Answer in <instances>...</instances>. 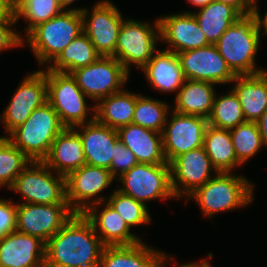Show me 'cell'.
Here are the masks:
<instances>
[{
  "label": "cell",
  "instance_id": "obj_1",
  "mask_svg": "<svg viewBox=\"0 0 267 267\" xmlns=\"http://www.w3.org/2000/svg\"><path fill=\"white\" fill-rule=\"evenodd\" d=\"M105 245L83 213L45 243V267H98Z\"/></svg>",
  "mask_w": 267,
  "mask_h": 267
},
{
  "label": "cell",
  "instance_id": "obj_2",
  "mask_svg": "<svg viewBox=\"0 0 267 267\" xmlns=\"http://www.w3.org/2000/svg\"><path fill=\"white\" fill-rule=\"evenodd\" d=\"M260 34L254 13L241 15L214 44L236 75H254L267 70L256 68L255 56Z\"/></svg>",
  "mask_w": 267,
  "mask_h": 267
},
{
  "label": "cell",
  "instance_id": "obj_3",
  "mask_svg": "<svg viewBox=\"0 0 267 267\" xmlns=\"http://www.w3.org/2000/svg\"><path fill=\"white\" fill-rule=\"evenodd\" d=\"M83 32L81 12L63 10L52 19L33 28L22 39L27 42L40 65L52 63L63 49Z\"/></svg>",
  "mask_w": 267,
  "mask_h": 267
},
{
  "label": "cell",
  "instance_id": "obj_4",
  "mask_svg": "<svg viewBox=\"0 0 267 267\" xmlns=\"http://www.w3.org/2000/svg\"><path fill=\"white\" fill-rule=\"evenodd\" d=\"M49 102L36 108L30 117L6 137L31 161H43L55 138L65 129Z\"/></svg>",
  "mask_w": 267,
  "mask_h": 267
},
{
  "label": "cell",
  "instance_id": "obj_5",
  "mask_svg": "<svg viewBox=\"0 0 267 267\" xmlns=\"http://www.w3.org/2000/svg\"><path fill=\"white\" fill-rule=\"evenodd\" d=\"M253 184L246 177L232 173L218 172L205 185L197 188L187 197L199 204L206 217L216 213L241 208L252 203Z\"/></svg>",
  "mask_w": 267,
  "mask_h": 267
},
{
  "label": "cell",
  "instance_id": "obj_6",
  "mask_svg": "<svg viewBox=\"0 0 267 267\" xmlns=\"http://www.w3.org/2000/svg\"><path fill=\"white\" fill-rule=\"evenodd\" d=\"M48 86V102L57 112L62 124L66 128H74L95 119V104L90 108L86 95L77 85L71 73L56 72L46 68ZM91 117L87 118L88 110Z\"/></svg>",
  "mask_w": 267,
  "mask_h": 267
},
{
  "label": "cell",
  "instance_id": "obj_7",
  "mask_svg": "<svg viewBox=\"0 0 267 267\" xmlns=\"http://www.w3.org/2000/svg\"><path fill=\"white\" fill-rule=\"evenodd\" d=\"M52 172L53 170L43 161H31L16 178L9 190L23 196L24 201H21V203L68 204L65 176Z\"/></svg>",
  "mask_w": 267,
  "mask_h": 267
},
{
  "label": "cell",
  "instance_id": "obj_8",
  "mask_svg": "<svg viewBox=\"0 0 267 267\" xmlns=\"http://www.w3.org/2000/svg\"><path fill=\"white\" fill-rule=\"evenodd\" d=\"M152 26L133 19L123 21L115 47V58L129 72L131 64L142 69L156 53L160 40L159 19Z\"/></svg>",
  "mask_w": 267,
  "mask_h": 267
},
{
  "label": "cell",
  "instance_id": "obj_9",
  "mask_svg": "<svg viewBox=\"0 0 267 267\" xmlns=\"http://www.w3.org/2000/svg\"><path fill=\"white\" fill-rule=\"evenodd\" d=\"M121 193L132 197L146 207L153 199L175 198L171 185L170 165L138 163L117 179Z\"/></svg>",
  "mask_w": 267,
  "mask_h": 267
},
{
  "label": "cell",
  "instance_id": "obj_10",
  "mask_svg": "<svg viewBox=\"0 0 267 267\" xmlns=\"http://www.w3.org/2000/svg\"><path fill=\"white\" fill-rule=\"evenodd\" d=\"M129 74L112 56H99L94 63L71 72L87 99H92L95 103L123 90L122 86L129 79Z\"/></svg>",
  "mask_w": 267,
  "mask_h": 267
},
{
  "label": "cell",
  "instance_id": "obj_11",
  "mask_svg": "<svg viewBox=\"0 0 267 267\" xmlns=\"http://www.w3.org/2000/svg\"><path fill=\"white\" fill-rule=\"evenodd\" d=\"M75 214L68 204L17 203L15 230L45 243Z\"/></svg>",
  "mask_w": 267,
  "mask_h": 267
},
{
  "label": "cell",
  "instance_id": "obj_12",
  "mask_svg": "<svg viewBox=\"0 0 267 267\" xmlns=\"http://www.w3.org/2000/svg\"><path fill=\"white\" fill-rule=\"evenodd\" d=\"M114 180L110 170L84 164L65 177L68 205L75 213H84L90 206L107 201L98 195Z\"/></svg>",
  "mask_w": 267,
  "mask_h": 267
},
{
  "label": "cell",
  "instance_id": "obj_13",
  "mask_svg": "<svg viewBox=\"0 0 267 267\" xmlns=\"http://www.w3.org/2000/svg\"><path fill=\"white\" fill-rule=\"evenodd\" d=\"M48 102L46 69L37 70L23 78L12 99L0 115L7 136L22 125L32 112Z\"/></svg>",
  "mask_w": 267,
  "mask_h": 267
},
{
  "label": "cell",
  "instance_id": "obj_14",
  "mask_svg": "<svg viewBox=\"0 0 267 267\" xmlns=\"http://www.w3.org/2000/svg\"><path fill=\"white\" fill-rule=\"evenodd\" d=\"M90 12H81L83 32L91 40L100 56L115 57V47L124 18L119 9L109 0L98 1Z\"/></svg>",
  "mask_w": 267,
  "mask_h": 267
},
{
  "label": "cell",
  "instance_id": "obj_15",
  "mask_svg": "<svg viewBox=\"0 0 267 267\" xmlns=\"http://www.w3.org/2000/svg\"><path fill=\"white\" fill-rule=\"evenodd\" d=\"M173 112V113H172ZM172 115L166 119L162 132L163 150L167 163L188 151L203 147L204 134L208 119L185 115L171 110Z\"/></svg>",
  "mask_w": 267,
  "mask_h": 267
},
{
  "label": "cell",
  "instance_id": "obj_16",
  "mask_svg": "<svg viewBox=\"0 0 267 267\" xmlns=\"http://www.w3.org/2000/svg\"><path fill=\"white\" fill-rule=\"evenodd\" d=\"M169 165L171 185L176 199L188 197L213 177L211 173H218L204 147L177 156Z\"/></svg>",
  "mask_w": 267,
  "mask_h": 267
},
{
  "label": "cell",
  "instance_id": "obj_17",
  "mask_svg": "<svg viewBox=\"0 0 267 267\" xmlns=\"http://www.w3.org/2000/svg\"><path fill=\"white\" fill-rule=\"evenodd\" d=\"M177 56L185 79L224 85L237 76L215 45L179 52Z\"/></svg>",
  "mask_w": 267,
  "mask_h": 267
},
{
  "label": "cell",
  "instance_id": "obj_18",
  "mask_svg": "<svg viewBox=\"0 0 267 267\" xmlns=\"http://www.w3.org/2000/svg\"><path fill=\"white\" fill-rule=\"evenodd\" d=\"M160 40L168 44L165 50L179 53L210 45L193 12L175 13L158 18Z\"/></svg>",
  "mask_w": 267,
  "mask_h": 267
},
{
  "label": "cell",
  "instance_id": "obj_19",
  "mask_svg": "<svg viewBox=\"0 0 267 267\" xmlns=\"http://www.w3.org/2000/svg\"><path fill=\"white\" fill-rule=\"evenodd\" d=\"M0 267H45V242L12 231L0 238Z\"/></svg>",
  "mask_w": 267,
  "mask_h": 267
},
{
  "label": "cell",
  "instance_id": "obj_20",
  "mask_svg": "<svg viewBox=\"0 0 267 267\" xmlns=\"http://www.w3.org/2000/svg\"><path fill=\"white\" fill-rule=\"evenodd\" d=\"M74 129L80 135L86 164L105 168L111 172L114 144L119 139L118 131L99 123L96 119L78 125Z\"/></svg>",
  "mask_w": 267,
  "mask_h": 267
},
{
  "label": "cell",
  "instance_id": "obj_21",
  "mask_svg": "<svg viewBox=\"0 0 267 267\" xmlns=\"http://www.w3.org/2000/svg\"><path fill=\"white\" fill-rule=\"evenodd\" d=\"M103 203V210L99 209L102 203H98L90 206L83 214L92 223L105 246H128L142 241L131 233L124 219L107 201Z\"/></svg>",
  "mask_w": 267,
  "mask_h": 267
},
{
  "label": "cell",
  "instance_id": "obj_22",
  "mask_svg": "<svg viewBox=\"0 0 267 267\" xmlns=\"http://www.w3.org/2000/svg\"><path fill=\"white\" fill-rule=\"evenodd\" d=\"M119 139L135 155L138 163L165 164L162 133L129 124L118 130Z\"/></svg>",
  "mask_w": 267,
  "mask_h": 267
},
{
  "label": "cell",
  "instance_id": "obj_23",
  "mask_svg": "<svg viewBox=\"0 0 267 267\" xmlns=\"http://www.w3.org/2000/svg\"><path fill=\"white\" fill-rule=\"evenodd\" d=\"M43 162L57 174L67 176L86 164L84 148L79 133L65 128L53 141Z\"/></svg>",
  "mask_w": 267,
  "mask_h": 267
},
{
  "label": "cell",
  "instance_id": "obj_24",
  "mask_svg": "<svg viewBox=\"0 0 267 267\" xmlns=\"http://www.w3.org/2000/svg\"><path fill=\"white\" fill-rule=\"evenodd\" d=\"M150 85L161 92H179L185 82L177 53L158 50L141 69Z\"/></svg>",
  "mask_w": 267,
  "mask_h": 267
},
{
  "label": "cell",
  "instance_id": "obj_25",
  "mask_svg": "<svg viewBox=\"0 0 267 267\" xmlns=\"http://www.w3.org/2000/svg\"><path fill=\"white\" fill-rule=\"evenodd\" d=\"M232 83V90L239 99L245 120L256 122L267 110V72L237 75Z\"/></svg>",
  "mask_w": 267,
  "mask_h": 267
},
{
  "label": "cell",
  "instance_id": "obj_26",
  "mask_svg": "<svg viewBox=\"0 0 267 267\" xmlns=\"http://www.w3.org/2000/svg\"><path fill=\"white\" fill-rule=\"evenodd\" d=\"M216 84L186 79L176 93L173 110L180 114L196 115L209 118L211 115L216 91Z\"/></svg>",
  "mask_w": 267,
  "mask_h": 267
},
{
  "label": "cell",
  "instance_id": "obj_27",
  "mask_svg": "<svg viewBox=\"0 0 267 267\" xmlns=\"http://www.w3.org/2000/svg\"><path fill=\"white\" fill-rule=\"evenodd\" d=\"M136 101L137 94L128 90L113 93L95 104V119L116 130L132 124Z\"/></svg>",
  "mask_w": 267,
  "mask_h": 267
},
{
  "label": "cell",
  "instance_id": "obj_28",
  "mask_svg": "<svg viewBox=\"0 0 267 267\" xmlns=\"http://www.w3.org/2000/svg\"><path fill=\"white\" fill-rule=\"evenodd\" d=\"M161 253L144 241L128 246H105L98 267H153Z\"/></svg>",
  "mask_w": 267,
  "mask_h": 267
},
{
  "label": "cell",
  "instance_id": "obj_29",
  "mask_svg": "<svg viewBox=\"0 0 267 267\" xmlns=\"http://www.w3.org/2000/svg\"><path fill=\"white\" fill-rule=\"evenodd\" d=\"M203 147L217 172L231 173L233 169L241 166L237 161L229 130L208 124L204 134Z\"/></svg>",
  "mask_w": 267,
  "mask_h": 267
},
{
  "label": "cell",
  "instance_id": "obj_30",
  "mask_svg": "<svg viewBox=\"0 0 267 267\" xmlns=\"http://www.w3.org/2000/svg\"><path fill=\"white\" fill-rule=\"evenodd\" d=\"M193 15L207 41L212 45L241 16L234 7L215 0Z\"/></svg>",
  "mask_w": 267,
  "mask_h": 267
},
{
  "label": "cell",
  "instance_id": "obj_31",
  "mask_svg": "<svg viewBox=\"0 0 267 267\" xmlns=\"http://www.w3.org/2000/svg\"><path fill=\"white\" fill-rule=\"evenodd\" d=\"M99 54L96 52L91 40L82 32L73 39L47 67L56 72L71 73L74 70L94 63Z\"/></svg>",
  "mask_w": 267,
  "mask_h": 267
},
{
  "label": "cell",
  "instance_id": "obj_32",
  "mask_svg": "<svg viewBox=\"0 0 267 267\" xmlns=\"http://www.w3.org/2000/svg\"><path fill=\"white\" fill-rule=\"evenodd\" d=\"M62 11L58 0H19L13 6L16 22L21 17L29 22L24 30L26 35L33 28L52 19Z\"/></svg>",
  "mask_w": 267,
  "mask_h": 267
},
{
  "label": "cell",
  "instance_id": "obj_33",
  "mask_svg": "<svg viewBox=\"0 0 267 267\" xmlns=\"http://www.w3.org/2000/svg\"><path fill=\"white\" fill-rule=\"evenodd\" d=\"M245 121L242 106L232 89L229 93L222 95L221 97H217L216 94L213 109L208 118L209 125L225 130H231Z\"/></svg>",
  "mask_w": 267,
  "mask_h": 267
},
{
  "label": "cell",
  "instance_id": "obj_34",
  "mask_svg": "<svg viewBox=\"0 0 267 267\" xmlns=\"http://www.w3.org/2000/svg\"><path fill=\"white\" fill-rule=\"evenodd\" d=\"M169 109L167 102L137 94L132 124L162 133Z\"/></svg>",
  "mask_w": 267,
  "mask_h": 267
},
{
  "label": "cell",
  "instance_id": "obj_35",
  "mask_svg": "<svg viewBox=\"0 0 267 267\" xmlns=\"http://www.w3.org/2000/svg\"><path fill=\"white\" fill-rule=\"evenodd\" d=\"M31 160L6 137H0V187L10 189Z\"/></svg>",
  "mask_w": 267,
  "mask_h": 267
},
{
  "label": "cell",
  "instance_id": "obj_36",
  "mask_svg": "<svg viewBox=\"0 0 267 267\" xmlns=\"http://www.w3.org/2000/svg\"><path fill=\"white\" fill-rule=\"evenodd\" d=\"M229 131L237 161L241 165L262 149V138L256 122L245 121Z\"/></svg>",
  "mask_w": 267,
  "mask_h": 267
},
{
  "label": "cell",
  "instance_id": "obj_37",
  "mask_svg": "<svg viewBox=\"0 0 267 267\" xmlns=\"http://www.w3.org/2000/svg\"><path fill=\"white\" fill-rule=\"evenodd\" d=\"M107 202L121 215L130 229L131 226L145 225L151 221L148 207L116 189Z\"/></svg>",
  "mask_w": 267,
  "mask_h": 267
},
{
  "label": "cell",
  "instance_id": "obj_38",
  "mask_svg": "<svg viewBox=\"0 0 267 267\" xmlns=\"http://www.w3.org/2000/svg\"><path fill=\"white\" fill-rule=\"evenodd\" d=\"M138 164L135 155L118 139L114 144V157L111 161V174L116 180Z\"/></svg>",
  "mask_w": 267,
  "mask_h": 267
},
{
  "label": "cell",
  "instance_id": "obj_39",
  "mask_svg": "<svg viewBox=\"0 0 267 267\" xmlns=\"http://www.w3.org/2000/svg\"><path fill=\"white\" fill-rule=\"evenodd\" d=\"M16 23L15 17H0V53L5 49L22 46L21 34L12 29Z\"/></svg>",
  "mask_w": 267,
  "mask_h": 267
},
{
  "label": "cell",
  "instance_id": "obj_40",
  "mask_svg": "<svg viewBox=\"0 0 267 267\" xmlns=\"http://www.w3.org/2000/svg\"><path fill=\"white\" fill-rule=\"evenodd\" d=\"M17 203L0 198V238L15 231Z\"/></svg>",
  "mask_w": 267,
  "mask_h": 267
},
{
  "label": "cell",
  "instance_id": "obj_41",
  "mask_svg": "<svg viewBox=\"0 0 267 267\" xmlns=\"http://www.w3.org/2000/svg\"><path fill=\"white\" fill-rule=\"evenodd\" d=\"M234 7L241 15L253 13V8L245 0H215Z\"/></svg>",
  "mask_w": 267,
  "mask_h": 267
},
{
  "label": "cell",
  "instance_id": "obj_42",
  "mask_svg": "<svg viewBox=\"0 0 267 267\" xmlns=\"http://www.w3.org/2000/svg\"><path fill=\"white\" fill-rule=\"evenodd\" d=\"M258 129L260 130L263 146H267V110L256 121Z\"/></svg>",
  "mask_w": 267,
  "mask_h": 267
},
{
  "label": "cell",
  "instance_id": "obj_43",
  "mask_svg": "<svg viewBox=\"0 0 267 267\" xmlns=\"http://www.w3.org/2000/svg\"><path fill=\"white\" fill-rule=\"evenodd\" d=\"M0 17H15L10 0H0Z\"/></svg>",
  "mask_w": 267,
  "mask_h": 267
},
{
  "label": "cell",
  "instance_id": "obj_44",
  "mask_svg": "<svg viewBox=\"0 0 267 267\" xmlns=\"http://www.w3.org/2000/svg\"><path fill=\"white\" fill-rule=\"evenodd\" d=\"M253 13L254 15L256 16V22H257V25H258V28H259V31L262 32V29L261 27H263V32L267 35V12L266 14L264 15L263 18H261V14L258 10V6H256L254 9H253Z\"/></svg>",
  "mask_w": 267,
  "mask_h": 267
},
{
  "label": "cell",
  "instance_id": "obj_45",
  "mask_svg": "<svg viewBox=\"0 0 267 267\" xmlns=\"http://www.w3.org/2000/svg\"><path fill=\"white\" fill-rule=\"evenodd\" d=\"M171 259V256H168L164 252H162L154 263L153 267H165V263H168ZM177 267H191V263H185Z\"/></svg>",
  "mask_w": 267,
  "mask_h": 267
},
{
  "label": "cell",
  "instance_id": "obj_46",
  "mask_svg": "<svg viewBox=\"0 0 267 267\" xmlns=\"http://www.w3.org/2000/svg\"><path fill=\"white\" fill-rule=\"evenodd\" d=\"M60 3V6L62 7L63 10H75V11H79L82 12L85 8H72V9H68L67 7L70 6V4H72L74 1L76 0H58Z\"/></svg>",
  "mask_w": 267,
  "mask_h": 267
},
{
  "label": "cell",
  "instance_id": "obj_47",
  "mask_svg": "<svg viewBox=\"0 0 267 267\" xmlns=\"http://www.w3.org/2000/svg\"><path fill=\"white\" fill-rule=\"evenodd\" d=\"M190 2L193 6L203 8L207 6L210 2H213L214 0H187Z\"/></svg>",
  "mask_w": 267,
  "mask_h": 267
},
{
  "label": "cell",
  "instance_id": "obj_48",
  "mask_svg": "<svg viewBox=\"0 0 267 267\" xmlns=\"http://www.w3.org/2000/svg\"><path fill=\"white\" fill-rule=\"evenodd\" d=\"M191 267H211V264L209 263V261L205 259H203L200 262H196V263H191Z\"/></svg>",
  "mask_w": 267,
  "mask_h": 267
},
{
  "label": "cell",
  "instance_id": "obj_49",
  "mask_svg": "<svg viewBox=\"0 0 267 267\" xmlns=\"http://www.w3.org/2000/svg\"><path fill=\"white\" fill-rule=\"evenodd\" d=\"M253 9L257 6V0H245Z\"/></svg>",
  "mask_w": 267,
  "mask_h": 267
},
{
  "label": "cell",
  "instance_id": "obj_50",
  "mask_svg": "<svg viewBox=\"0 0 267 267\" xmlns=\"http://www.w3.org/2000/svg\"><path fill=\"white\" fill-rule=\"evenodd\" d=\"M11 4L14 6L19 0H10Z\"/></svg>",
  "mask_w": 267,
  "mask_h": 267
}]
</instances>
